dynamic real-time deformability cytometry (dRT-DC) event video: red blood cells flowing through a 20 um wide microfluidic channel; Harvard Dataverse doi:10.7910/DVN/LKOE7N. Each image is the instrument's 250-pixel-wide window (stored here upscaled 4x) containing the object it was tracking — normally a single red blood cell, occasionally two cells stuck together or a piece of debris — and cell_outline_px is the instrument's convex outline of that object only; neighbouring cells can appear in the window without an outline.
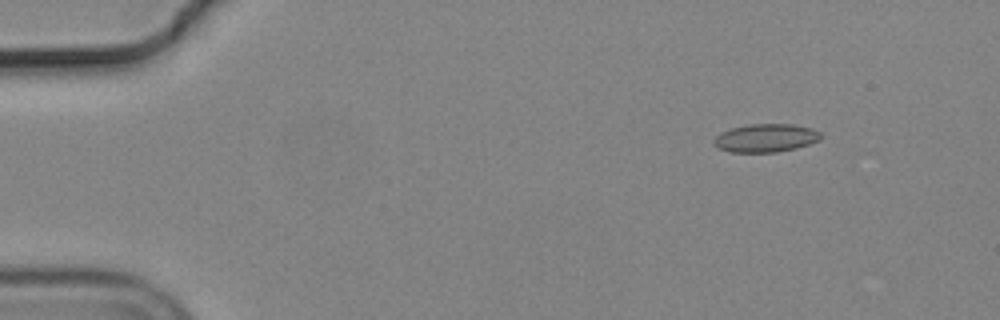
{"species": "common noctule bat (a hibernating species)", "species_latin": "Nyctalus noctula", "temperature_condition": "cold", "stored_images_in_passage": 53, "camera_frame_rate_fps": 3000, "um_per_image_px": 0.085, "animal": {"sex": "male", "body_mass_g": 19.2, "forearm_length_mm": 51.8}, "frame": {"image": 1, "passage_image": 4, "time_ms": 1.0, "image_size_px": [1000, 320], "cell_outline_px": [[820, 140], [796, 148], [776, 152], [728, 152], [716, 148], [712, 144], [712, 140], [720, 132], [732, 128], [748, 124], [792, 124], [812, 128], [820, 132]], "centroid_in_image_um": [65.03, 11.73], "position_along_channel_um": 20.0, "area_um2": 17.74}}
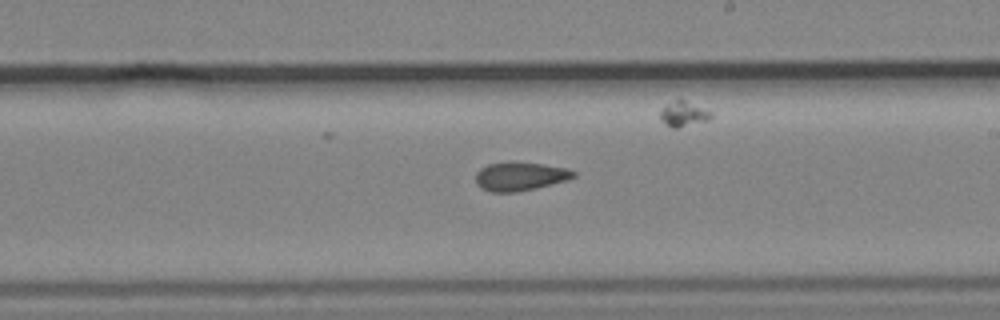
{"frame": {"image": 2, "passage_image": 30, "time_ms": 9.667, "image_size_px": [1000, 320], "cell_outline_px": [[576, 176], [568, 180], [516, 192], [488, 192], [480, 188], [476, 184], [476, 172], [480, 168], [488, 164], [540, 164], [568, 168], [576, 172]], "centroid_in_image_um": [44.2, 15.03], "position_along_channel_um": 244.8, "area_um2": 15.84}}
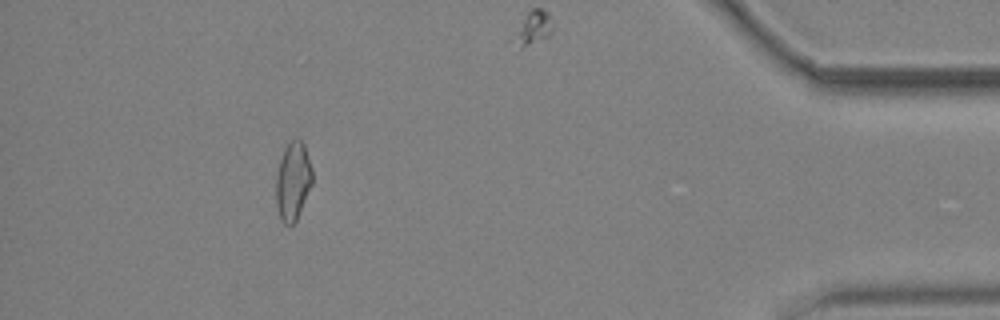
{"frame": {"image": 3, "passage_image": 48, "time_ms": 15.667, "image_size_px": [1000, 320], "cell_outline_px": [[312, 184], [296, 220], [292, 224], [284, 224], [280, 220], [276, 204], [276, 172], [284, 148], [296, 136], [300, 136], [304, 144], [312, 168]], "centroid_in_image_um": [24.89, 15.36], "position_along_channel_um": 410.3, "area_um2": 16.7}, "authors_computed_cell_mechanics": {"area_um2": 16.8198, "velocity_mm_per_s": 3.6859, "shape_relaxation_time_tau1_ms": null, "shape_relaxation_time_tau2_ms": 2.4282, "deformation_change_tau1": null, "deformation_change_tau2": 0.0952}}